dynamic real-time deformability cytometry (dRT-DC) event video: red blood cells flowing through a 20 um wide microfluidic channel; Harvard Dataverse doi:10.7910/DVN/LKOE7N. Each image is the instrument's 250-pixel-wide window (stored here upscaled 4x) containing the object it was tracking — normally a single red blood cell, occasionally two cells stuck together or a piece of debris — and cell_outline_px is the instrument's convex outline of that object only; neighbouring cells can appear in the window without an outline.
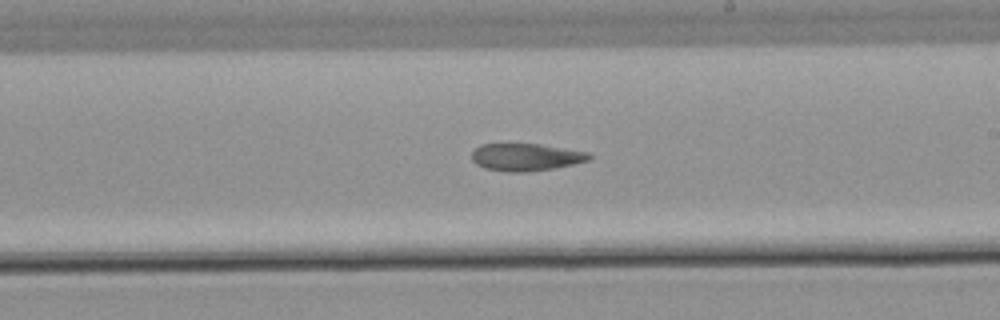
{"species": "common noctule bat (a hibernating species)", "species_latin": "Nyctalus noctula", "temperature_condition": "warm", "stored_images_in_passage": 49, "camera_frame_rate_fps": 3000, "um_per_image_px": 0.085, "animal": {"sex": "male", "body_mass_g": 21.5, "forearm_length_mm": 52.0}, "frame": {"image": 1, "passage_image": 27, "time_ms": 8.667, "image_size_px": [1000, 320], "cell_outline_px": [[592, 156], [588, 160], [572, 164], [552, 168], [528, 172], [508, 172], [484, 168], [476, 164], [472, 160], [472, 152], [480, 144], [540, 144], [588, 152]], "centroid_in_image_um": [44.67, 13.35], "position_along_channel_um": 244.3, "area_um2": 18.61}}
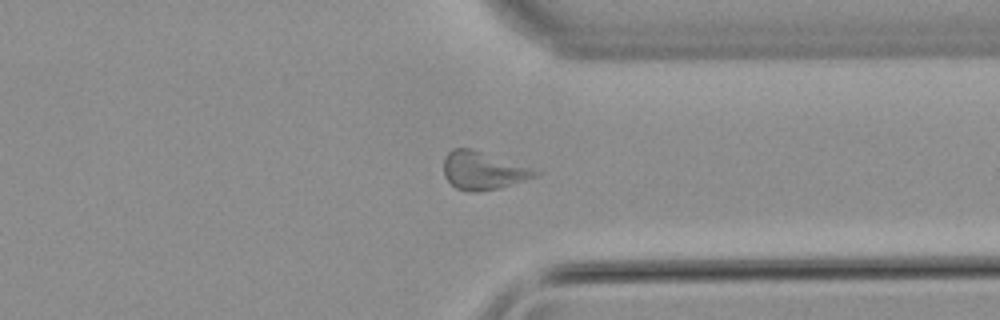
{"frame": {"image": 2, "passage_image": 37, "time_ms": 12.0, "image_size_px": [1000, 320], "cell_outline_px": [[544, 172], [536, 176], [500, 188], [476, 192], [468, 192], [456, 188], [444, 176], [444, 156], [452, 148], [472, 148]], "centroid_in_image_um": [41.05, 14.5], "position_along_channel_um": 370.4, "area_um2": 20.29}}
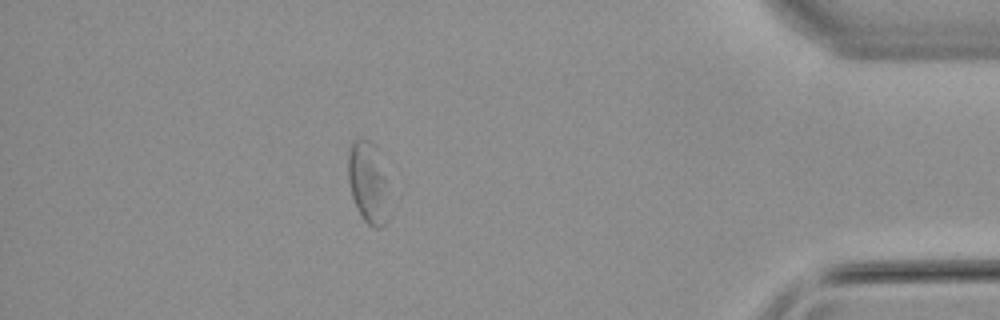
{"frame": {"image": 3, "passage_image": 43, "time_ms": 14.0, "image_size_px": [1000, 320], "cell_outline_px": [[388, 220], [380, 228], [376, 228], [368, 224], [364, 220], [352, 196], [348, 180], [348, 156], [352, 144], [356, 140], [368, 140], [376, 144], [384, 176]], "centroid_in_image_um": [31.26, 15.51], "position_along_channel_um": 403.9, "area_um2": 18.73}, "authors_computed_cell_mechanics": {"area_um2": 20.0566, "velocity_mm_per_s": 3.7987, "shape_relaxation_time_tau1_ms": null, "shape_relaxation_time_tau2_ms": 8.4935, "deformation_change_tau1": null, "deformation_change_tau2": 0.2002}}